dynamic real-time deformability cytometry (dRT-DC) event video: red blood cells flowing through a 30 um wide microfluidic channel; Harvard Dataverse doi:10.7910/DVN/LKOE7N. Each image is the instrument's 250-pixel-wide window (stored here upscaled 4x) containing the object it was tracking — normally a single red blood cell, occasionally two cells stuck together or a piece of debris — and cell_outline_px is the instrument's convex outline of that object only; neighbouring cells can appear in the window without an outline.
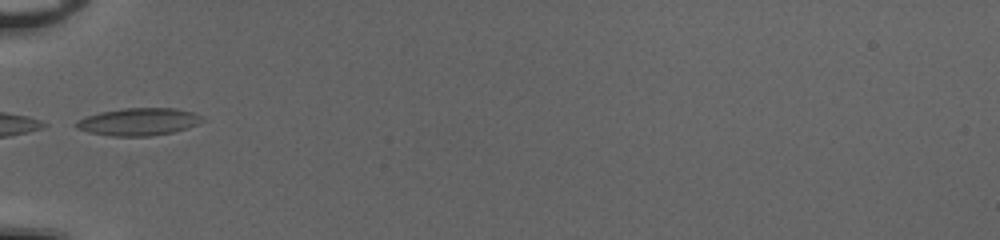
{"species": "common noctule bat (a hibernating species)", "species_latin": "Nyctalus noctula", "temperature_condition": "cold", "stored_images_in_passage": 31, "camera_frame_rate_fps": 3000, "um_per_image_px": 0.085, "animal": {"sex": "female", "body_mass_g": 20.0, "forearm_length_mm": 54.0}, "frame": {"image": 1, "passage_image": 1, "time_ms": 0.0, "image_size_px": [1000, 240], "cell_outline_px": [[204, 120], [188, 128], [172, 132], [148, 136], [112, 136], [88, 132], [76, 128], [72, 124], [76, 120], [100, 112], [124, 108], [176, 108], [192, 112], [204, 116]], "centroid_in_image_um": [11.76, 10.34], "position_along_channel_um": 73.2, "area_um2": 20.23}}
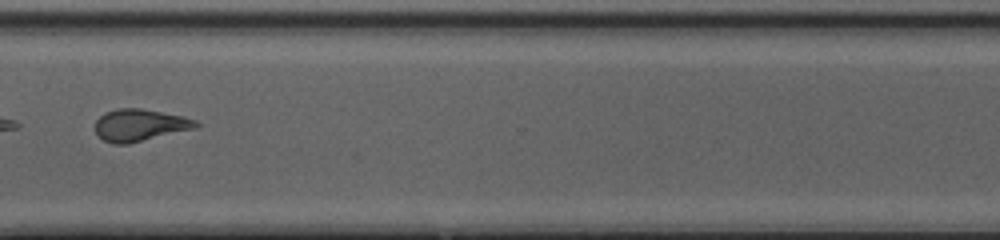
{"frame": {"image": 2, "passage_image": 22, "time_ms": 7.0, "image_size_px": [1000, 240], "cell_outline_px": [[200, 124], [196, 128], [128, 144], [112, 144], [96, 136], [96, 120], [104, 112], [120, 108], [140, 108], [184, 116], [196, 120]], "centroid_in_image_um": [11.88, 10.64], "position_along_channel_um": 358.7, "area_um2": 18.9}, "authors_computed_cell_mechanics": {"area_um2": 19.0162, "velocity_mm_per_s": 4.0966, "shape_relaxation_time_tau1_ms": null, "shape_relaxation_time_tau2_ms": 2.0306, "deformation_change_tau1": null, "deformation_change_tau2": 0.1026}}